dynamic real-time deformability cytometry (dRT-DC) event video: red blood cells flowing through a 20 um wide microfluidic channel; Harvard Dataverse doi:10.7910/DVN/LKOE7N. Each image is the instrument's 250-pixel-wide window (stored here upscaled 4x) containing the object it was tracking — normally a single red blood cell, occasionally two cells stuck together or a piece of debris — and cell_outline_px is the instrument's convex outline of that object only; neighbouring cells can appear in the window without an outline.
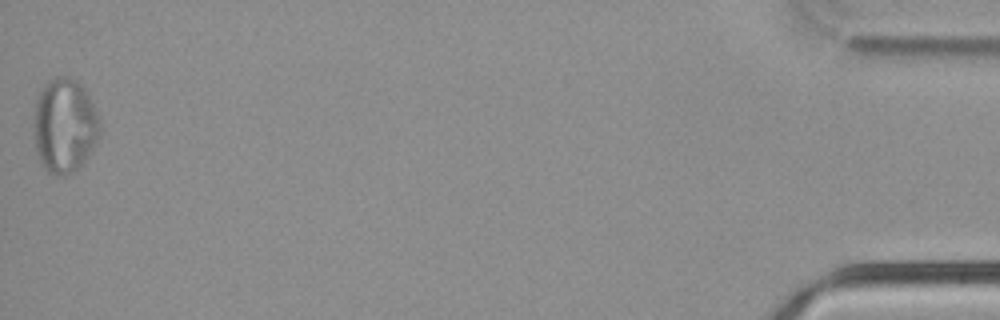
{"species": "common noctule bat (a hibernating species)", "species_latin": "Nyctalus noctula", "temperature_condition": "cold", "stored_images_in_passage": 36, "camera_frame_rate_fps": 3000, "um_per_image_px": 0.085, "animal": {"sex": "male", "body_mass_g": 21.5, "forearm_length_mm": 52.0}, "frame": {"image": 1, "passage_image": 36, "time_ms": 11.667, "image_size_px": [1000, 320], "cell_outline_px": [[100, 136], [84, 160], [76, 168], [64, 176], [56, 176], [48, 172], [40, 160], [36, 152], [36, 100], [40, 92], [48, 80], [56, 76], [64, 76], [76, 80], [84, 88], [100, 120]], "centroid_in_image_um": [5.51, 10.66], "position_along_channel_um": 429.7, "area_um2": 35.55}}